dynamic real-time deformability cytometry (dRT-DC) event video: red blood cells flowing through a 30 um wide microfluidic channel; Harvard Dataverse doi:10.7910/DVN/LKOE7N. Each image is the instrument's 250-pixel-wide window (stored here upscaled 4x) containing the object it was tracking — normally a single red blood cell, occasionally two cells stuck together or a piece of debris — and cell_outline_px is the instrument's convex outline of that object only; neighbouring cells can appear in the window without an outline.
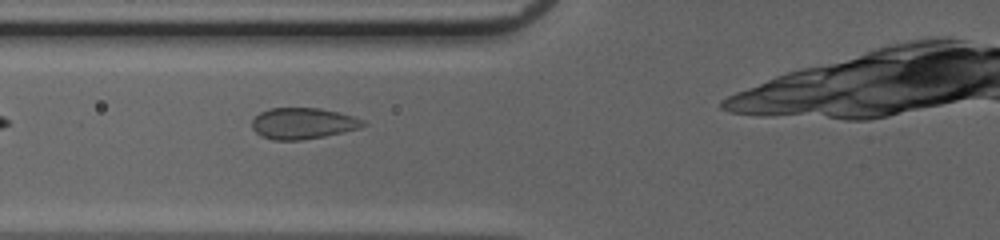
{"species": "common noctule bat (a hibernating species)", "species_latin": "Nyctalus noctula", "temperature_condition": "cold", "stored_images_in_passage": 13, "camera_frame_rate_fps": 3000, "um_per_image_px": 0.085, "animal": {"sex": "female", "body_mass_g": 20.0, "forearm_length_mm": 54.0}, "frame": {"image": 1, "passage_image": 3, "time_ms": 0.667, "image_size_px": [1000, 240], "cell_outline_px": [[368, 124], [360, 128], [344, 132], [324, 136], [300, 140], [272, 140], [260, 136], [252, 128], [252, 120], [260, 112], [268, 108], [320, 108], [352, 116], [364, 120]], "centroid_in_image_um": [25.73, 10.49], "position_along_channel_um": 100.1, "area_um2": 20.23}}
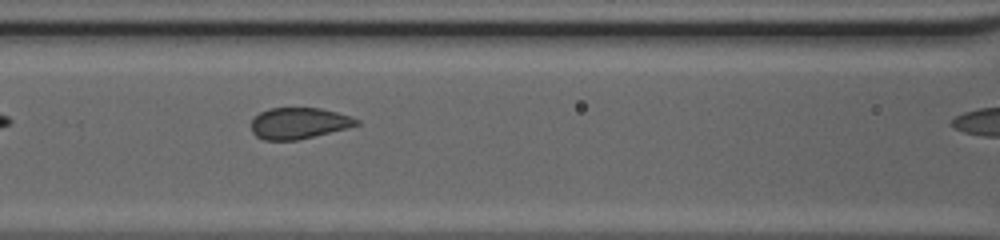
{"frame": {"image": 2, "passage_image": 6, "time_ms": 1.667, "image_size_px": [1000, 240], "cell_outline_px": [[360, 124], [348, 128], [296, 140], [264, 140], [256, 136], [252, 132], [252, 120], [260, 112], [268, 108], [320, 108], [352, 116], [360, 120]], "centroid_in_image_um": [25.42, 10.47], "position_along_channel_um": 141.2, "area_um2": 19.13}}